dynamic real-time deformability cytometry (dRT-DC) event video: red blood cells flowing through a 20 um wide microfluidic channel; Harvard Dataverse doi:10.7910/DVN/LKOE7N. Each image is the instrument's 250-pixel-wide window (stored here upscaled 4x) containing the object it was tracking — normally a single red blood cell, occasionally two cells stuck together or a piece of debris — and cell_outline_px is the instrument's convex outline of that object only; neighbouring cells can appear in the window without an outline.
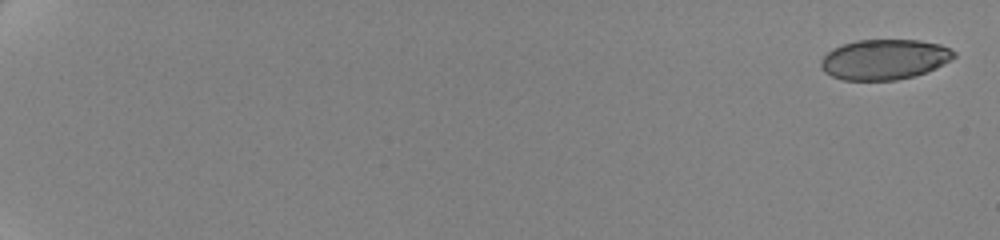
{"species": "human", "species_latin": "Homo sapiens", "temperature_condition": "cold", "stored_images_in_passage": 19, "camera_frame_rate_fps": 3000, "um_per_image_px": 0.085, "donor": {"sex": "female"}, "frame": {"image": 1, "passage_image": 1, "time_ms": 0.0, "image_size_px": [1000, 240], "cell_outline_px": [[956, 56], [936, 68], [912, 76], [896, 80], [844, 80], [832, 76], [824, 72], [820, 68], [820, 60], [832, 48], [856, 40], [920, 40], [940, 44], [956, 52]], "centroid_in_image_um": [75.15, 5.05], "position_along_channel_um": 9.9, "area_um2": 31.15}}
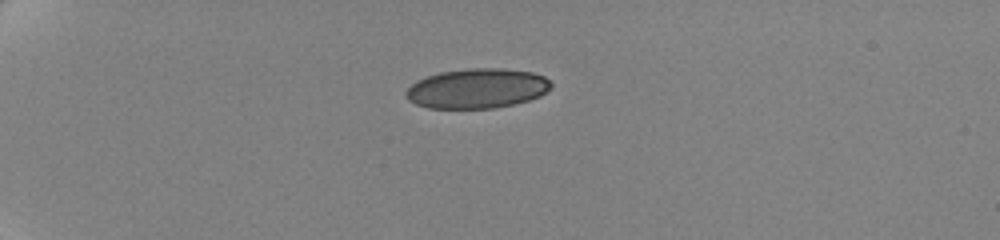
{"frame": {"image": 2, "passage_image": 14, "time_ms": 5.667, "image_size_px": [1000, 240], "cell_outline_px": [[552, 88], [540, 96], [528, 100], [512, 104], [492, 108], [428, 108], [416, 104], [408, 100], [404, 96], [404, 92], [416, 80], [440, 72], [468, 68], [500, 68], [532, 72], [544, 76], [552, 84]], "centroid_in_image_um": [40.54, 7.51], "position_along_channel_um": 44.5, "area_um2": 33.7}}
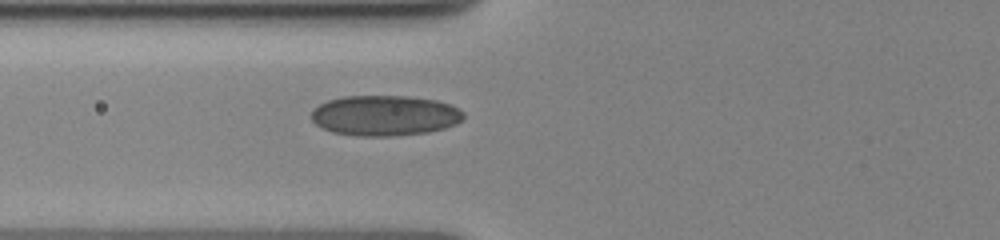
{"frame": {"image": 3, "passage_image": 19, "time_ms": 8.667, "image_size_px": [1000, 240], "cell_outline_px": [[464, 120], [456, 124], [444, 128], [428, 132], [396, 136], [356, 136], [332, 132], [316, 124], [312, 120], [312, 108], [328, 100], [344, 96], [408, 96], [436, 100], [448, 104], [464, 112]], "centroid_in_image_um": [32.71, 9.82], "position_along_channel_um": 93.1, "area_um2": 35.95}}